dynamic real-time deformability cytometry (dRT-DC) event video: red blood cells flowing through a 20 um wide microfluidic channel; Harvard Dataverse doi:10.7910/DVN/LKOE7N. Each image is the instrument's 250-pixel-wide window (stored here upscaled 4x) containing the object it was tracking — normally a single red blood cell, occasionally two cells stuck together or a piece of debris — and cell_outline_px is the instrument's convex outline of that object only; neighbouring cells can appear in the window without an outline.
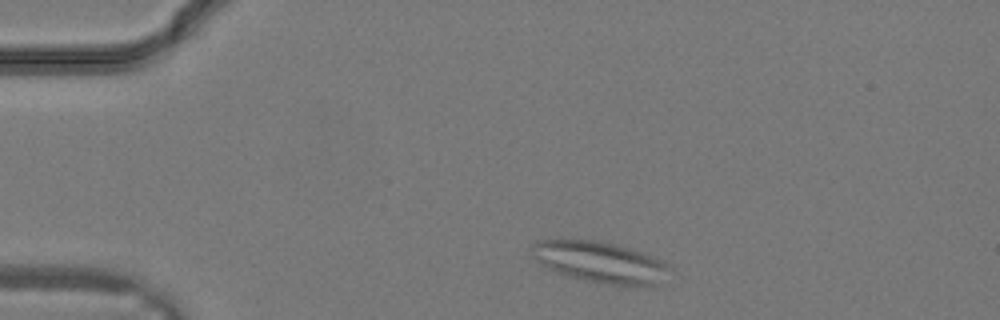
{"species": "common noctule bat (a hibernating species)", "species_latin": "Nyctalus noctula", "temperature_condition": "warm", "stored_images_in_passage": 17, "camera_frame_rate_fps": 3000, "um_per_image_px": 0.085, "animal": {"sex": "male", "body_mass_g": 19.2, "forearm_length_mm": 51.8}, "frame": {"image": 1, "passage_image": 2, "time_ms": 0.333, "image_size_px": [1000, 320], "cell_outline_px": [[676, 272], [656, 284], [612, 284], [588, 280], [556, 272], [540, 264], [536, 256], [532, 244], [536, 240], [592, 240], [612, 244], [644, 252], [664, 260]], "centroid_in_image_um": [51.12, 22.27], "position_along_channel_um": 33.9, "area_um2": 32.43}}
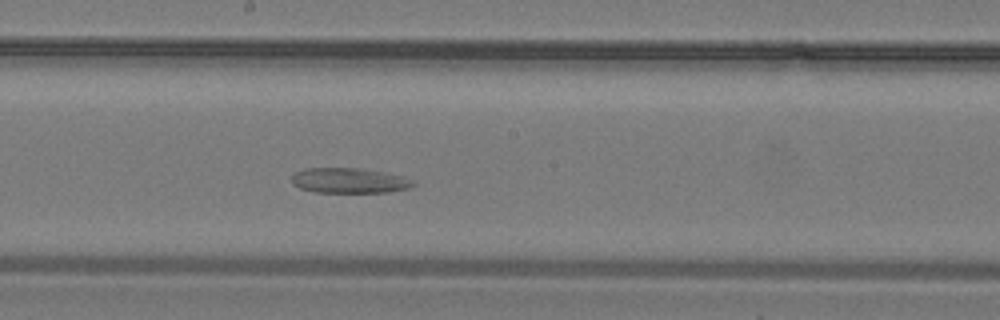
{"frame": {"image": 2, "passage_image": 13, "time_ms": 4.0, "image_size_px": [1000, 320], "cell_outline_px": [[416, 184], [408, 188], [388, 192], [316, 192], [300, 188], [292, 184], [292, 176], [296, 172], [304, 168], [360, 168], [400, 176], [412, 180]], "centroid_in_image_um": [29.64, 15.35], "position_along_channel_um": 218.6, "area_um2": 17.57}}
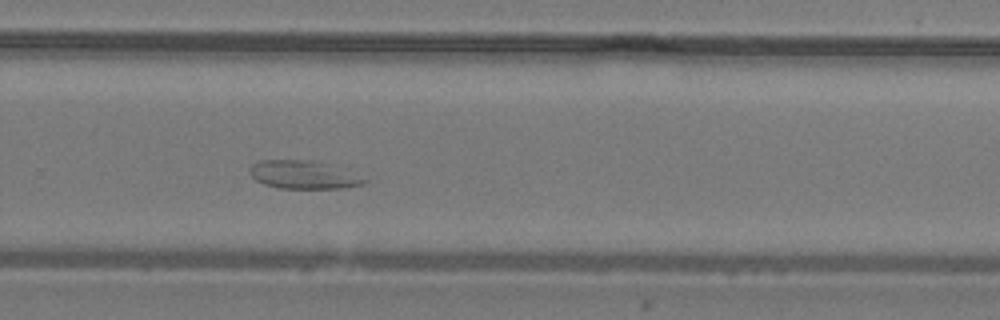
{"frame": {"image": 3, "passage_image": 17, "time_ms": 5.333, "image_size_px": [1000, 320], "cell_outline_px": [[368, 180], [364, 184], [344, 188], [276, 188], [264, 184], [256, 180], [248, 172], [248, 168], [252, 164], [260, 160], [308, 160], [324, 164]], "centroid_in_image_um": [25.66, 14.87], "position_along_channel_um": 304.1, "area_um2": 18.26}}